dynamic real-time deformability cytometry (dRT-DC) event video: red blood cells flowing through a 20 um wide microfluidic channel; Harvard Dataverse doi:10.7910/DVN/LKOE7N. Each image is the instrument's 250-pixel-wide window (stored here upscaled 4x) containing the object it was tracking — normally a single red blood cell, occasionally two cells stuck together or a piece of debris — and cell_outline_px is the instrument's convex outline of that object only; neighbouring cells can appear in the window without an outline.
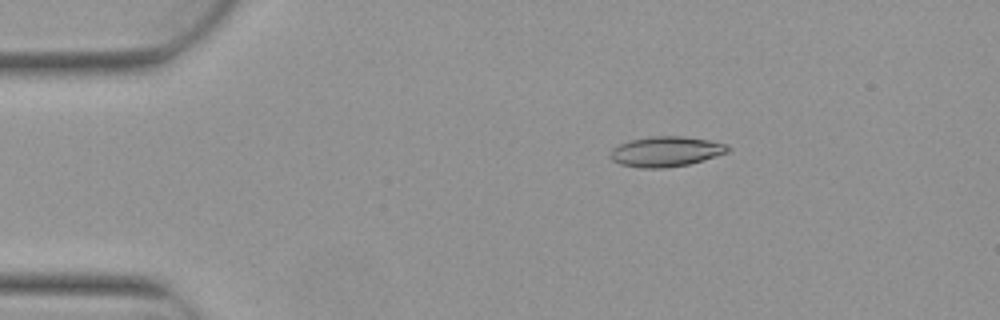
{"species": "Egyptian fruit bat (a non-hibernating species)", "species_latin": "Rousettus aegyptiacus", "temperature_condition": "warm", "stored_images_in_passage": 4, "camera_frame_rate_fps": 3000, "um_per_image_px": 0.085, "animal": {"sex": "female"}, "frame": {"image": 1, "passage_image": 2, "time_ms": 0.333, "image_size_px": [1000, 320], "cell_outline_px": [[732, 148], [728, 152], [716, 156], [688, 164], [664, 168], [640, 168], [620, 164], [612, 160], [608, 156], [612, 148], [620, 144], [632, 140], [652, 136], [684, 136], [708, 140], [724, 144]], "centroid_in_image_um": [56.58, 12.88], "position_along_channel_um": 28.4, "area_um2": 20.58}}